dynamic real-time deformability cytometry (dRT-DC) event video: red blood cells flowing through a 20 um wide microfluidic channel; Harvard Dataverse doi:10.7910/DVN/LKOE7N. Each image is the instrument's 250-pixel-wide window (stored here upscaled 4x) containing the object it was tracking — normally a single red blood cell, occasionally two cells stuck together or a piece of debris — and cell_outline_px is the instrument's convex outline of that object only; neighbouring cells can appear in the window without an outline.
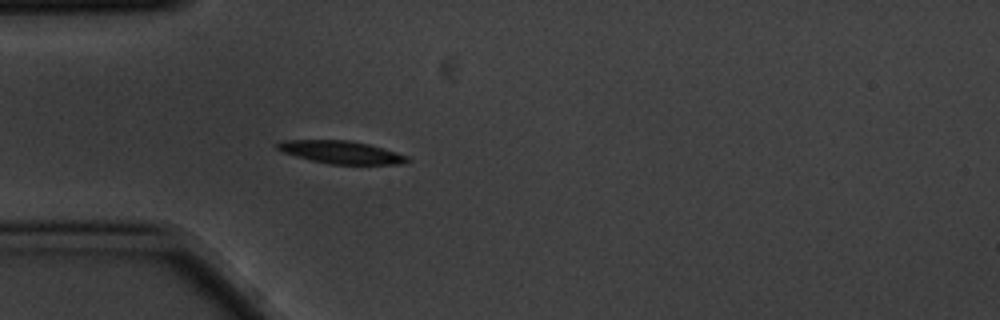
{"species": "common noctule bat (a hibernating species)", "species_latin": "Nyctalus noctula", "temperature_condition": "cold", "stored_images_in_passage": 4, "camera_frame_rate_fps": 3000, "um_per_image_px": 0.085, "animal": {"sex": "male", "body_mass_g": 20.1, "forearm_length_mm": 53.5}, "frame": {"image": 1, "passage_image": 4, "time_ms": 1.0, "image_size_px": [1000, 320], "cell_outline_px": [[412, 160], [400, 164], [328, 164], [296, 156], [284, 152], [276, 148], [276, 144], [284, 140], [348, 140], [368, 144], [396, 152], [408, 156]], "centroid_in_image_um": [29.01, 12.94], "position_along_channel_um": 56.0, "area_um2": 17.05}}